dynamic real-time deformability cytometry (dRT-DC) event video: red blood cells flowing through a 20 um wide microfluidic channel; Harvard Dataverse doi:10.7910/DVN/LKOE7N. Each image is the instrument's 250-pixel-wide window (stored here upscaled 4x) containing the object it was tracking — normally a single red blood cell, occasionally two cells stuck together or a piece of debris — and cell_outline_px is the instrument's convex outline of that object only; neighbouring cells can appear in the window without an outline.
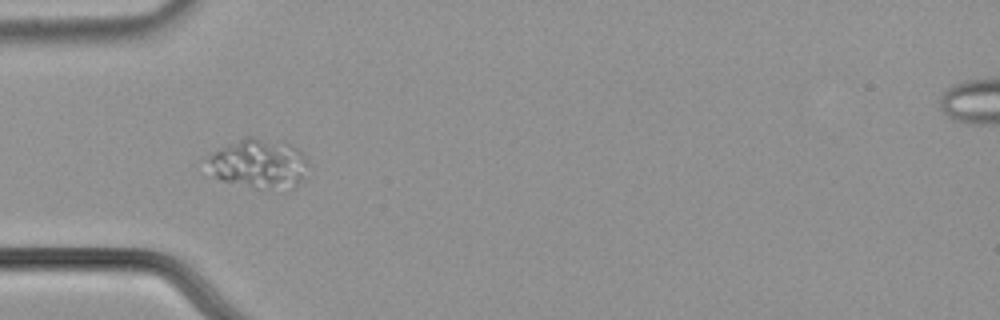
{"species": "common noctule bat (a hibernating species)", "species_latin": "Nyctalus noctula", "temperature_condition": "cold", "stored_images_in_passage": 7, "camera_frame_rate_fps": 3000, "um_per_image_px": 0.085, "animal": {"sex": "male", "body_mass_g": 21.5, "forearm_length_mm": 52.0}, "frame": {"image": 1, "passage_image": 1, "time_ms": 0.0, "image_size_px": [1000, 320], "cell_outline_px": [[308, 164], [304, 176], [292, 188], [268, 188], [220, 180], [216, 176], [208, 160], [208, 156], [220, 148], [244, 136], [252, 136], [284, 140], [292, 144], [304, 152]], "centroid_in_image_um": [22.08, 13.83], "position_along_channel_um": 62.9, "area_um2": 28.78}}